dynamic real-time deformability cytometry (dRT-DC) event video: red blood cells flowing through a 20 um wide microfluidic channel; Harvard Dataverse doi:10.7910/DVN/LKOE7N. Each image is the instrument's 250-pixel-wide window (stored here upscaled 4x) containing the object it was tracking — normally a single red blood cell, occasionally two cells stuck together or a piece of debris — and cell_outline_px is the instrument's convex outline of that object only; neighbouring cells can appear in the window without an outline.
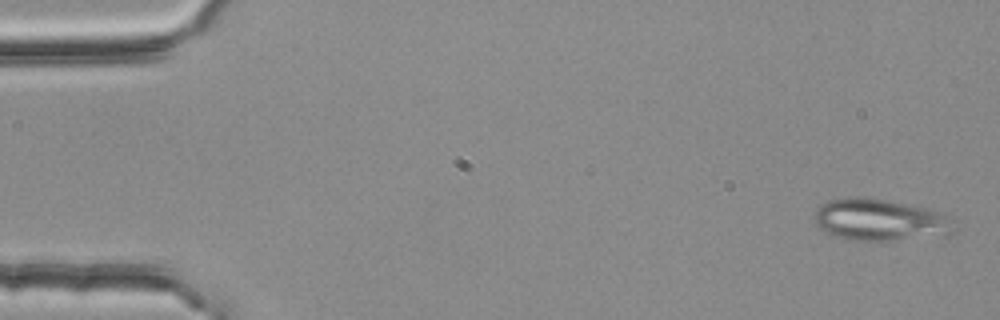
{"species": "common noctule bat (a hibernating species)", "species_latin": "Nyctalus noctula", "temperature_condition": "room temperature", "stored_images_in_passage": 54, "segment_of_instrument_passage": [1, 2], "camera_frame_rate_fps": 3000, "um_per_image_px": 0.085, "animal": {"sex": "female", "body_mass_g": 25.1}, "frame": {"image": 1, "passage_image": 2, "time_ms": 0.333, "image_size_px": [1000, 320], "cell_outline_px": [[956, 232], [892, 240], [852, 240], [836, 236], [820, 228], [816, 224], [816, 208], [820, 204], [828, 200], [844, 196], [864, 196], [888, 200], [908, 204], [924, 208], [936, 212], [944, 216], [956, 228]], "centroid_in_image_um": [74.69, 18.65], "position_along_channel_um": 10.3, "area_um2": 33.35}}